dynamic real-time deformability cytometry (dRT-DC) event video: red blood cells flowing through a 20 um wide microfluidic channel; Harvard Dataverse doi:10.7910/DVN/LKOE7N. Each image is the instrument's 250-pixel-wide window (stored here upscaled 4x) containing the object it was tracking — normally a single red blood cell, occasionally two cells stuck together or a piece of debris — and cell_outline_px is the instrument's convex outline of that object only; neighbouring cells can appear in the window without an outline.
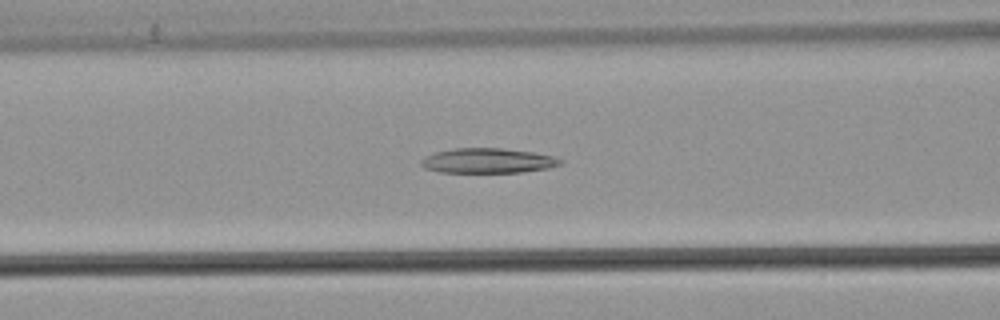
{"species": "common noctule bat (a hibernating species)", "species_latin": "Nyctalus noctula", "temperature_condition": "warm", "stored_images_in_passage": 32, "camera_frame_rate_fps": 3000, "um_per_image_px": 0.085, "animal": {"sex": "male", "body_mass_g": 21.5, "forearm_length_mm": 52.0}, "frame": {"image": 1, "passage_image": 10, "time_ms": 3.0, "image_size_px": [1000, 320], "cell_outline_px": [[564, 160], [560, 164], [548, 168], [520, 172], [440, 172], [424, 168], [420, 164], [420, 160], [424, 156], [436, 152], [456, 148], [500, 148], [532, 152], [552, 156]], "centroid_in_image_um": [41.42, 13.66], "position_along_channel_um": 125.2, "area_um2": 20.06}}
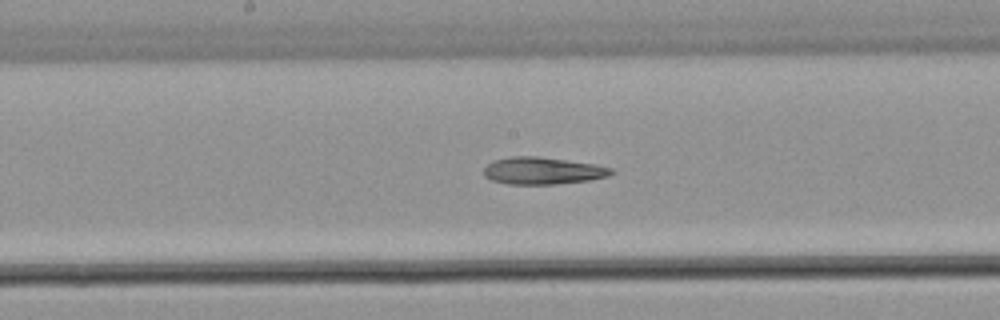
{"frame": {"image": 2, "passage_image": 16, "time_ms": 5.0, "image_size_px": [1000, 320], "cell_outline_px": [[616, 172], [608, 176], [588, 180], [556, 184], [508, 184], [492, 180], [484, 176], [484, 168], [488, 164], [496, 160], [512, 156], [536, 156], [592, 164], [612, 168]], "centroid_in_image_um": [46.12, 14.52], "position_along_channel_um": 202.1, "area_um2": 19.88}}
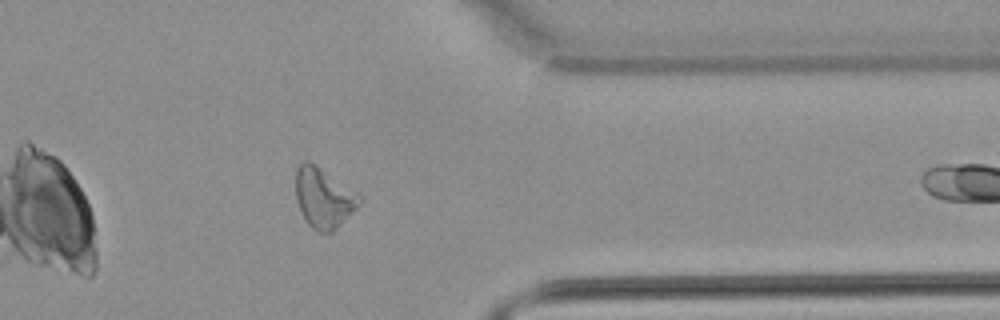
{"frame": {"image": 3, "passage_image": 31, "time_ms": 10.0, "image_size_px": [1000, 320], "cell_outline_px": [[360, 204], [332, 232], [316, 232], [304, 220], [296, 200], [296, 168], [304, 160], [308, 160], [356, 192], [360, 196]], "centroid_in_image_um": [27.47, 16.83], "position_along_channel_um": 383.9, "area_um2": 21.91}}